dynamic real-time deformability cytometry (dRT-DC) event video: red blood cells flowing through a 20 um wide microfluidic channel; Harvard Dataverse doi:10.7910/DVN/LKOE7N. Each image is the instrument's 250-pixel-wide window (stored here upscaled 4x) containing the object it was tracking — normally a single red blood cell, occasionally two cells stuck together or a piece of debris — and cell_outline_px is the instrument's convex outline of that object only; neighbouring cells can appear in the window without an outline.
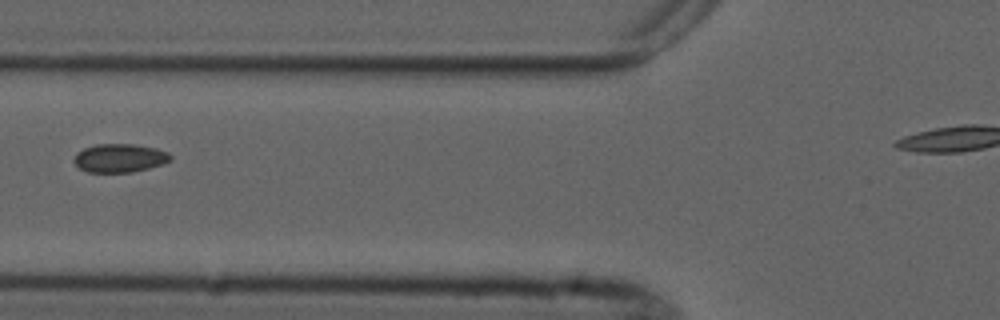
{"species": "common noctule bat (a hibernating species)", "species_latin": "Nyctalus noctula", "temperature_condition": "cold", "stored_images_in_passage": 3, "segment_of_instrument_passage": [1, 2], "camera_frame_rate_fps": 3000, "um_per_image_px": 0.085, "animal": {"sex": "male", "forearm_length_mm": 52.5}, "frame": {"image": 1, "passage_image": 2, "time_ms": 1.333, "image_size_px": [1000, 320], "cell_outline_px": [[172, 160], [164, 164], [132, 172], [88, 172], [80, 168], [72, 160], [76, 152], [84, 148], [96, 144], [132, 144], [156, 148], [168, 152], [172, 156]], "centroid_in_image_um": [10.18, 13.43], "position_along_channel_um": 115.6, "area_um2": 16.13}}